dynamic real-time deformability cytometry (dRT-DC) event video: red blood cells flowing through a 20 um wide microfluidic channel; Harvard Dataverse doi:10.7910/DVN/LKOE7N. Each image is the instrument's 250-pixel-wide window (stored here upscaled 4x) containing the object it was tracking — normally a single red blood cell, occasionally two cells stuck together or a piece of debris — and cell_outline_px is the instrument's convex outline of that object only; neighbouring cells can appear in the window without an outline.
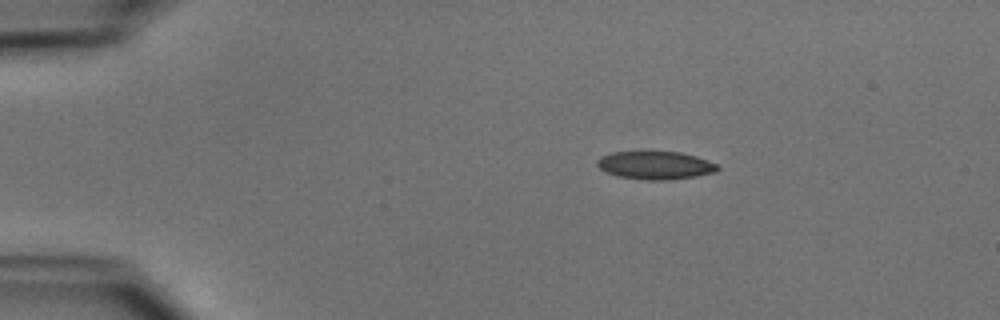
{"species": "common noctule bat (a hibernating species)", "species_latin": "Nyctalus noctula", "temperature_condition": "cold", "stored_images_in_passage": 51, "camera_frame_rate_fps": 3000, "um_per_image_px": 0.085, "animal": {"sex": "male", "body_mass_g": 15.6}, "frame": {"image": 1, "passage_image": 9, "time_ms": 2.667, "image_size_px": [1000, 320], "cell_outline_px": [[720, 168], [716, 172], [696, 176], [668, 180], [644, 180], [616, 176], [600, 168], [596, 164], [596, 160], [600, 156], [612, 152], [636, 148], [680, 152], [696, 156], [708, 160], [716, 164]], "centroid_in_image_um": [55.65, 13.99], "position_along_channel_um": 29.4, "area_um2": 20.69}}
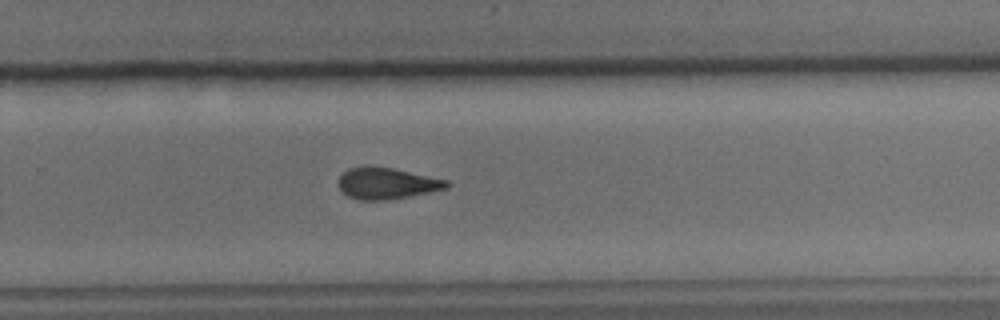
{"frame": {"image": 2, "passage_image": 34, "time_ms": 11.0, "image_size_px": [1000, 320], "cell_outline_px": [[452, 184], [448, 188], [388, 200], [360, 200], [348, 196], [340, 188], [336, 180], [348, 168], [364, 164], [368, 164], [392, 168], [448, 180]], "centroid_in_image_um": [32.84, 15.56], "position_along_channel_um": 297.0, "area_um2": 20.06}}
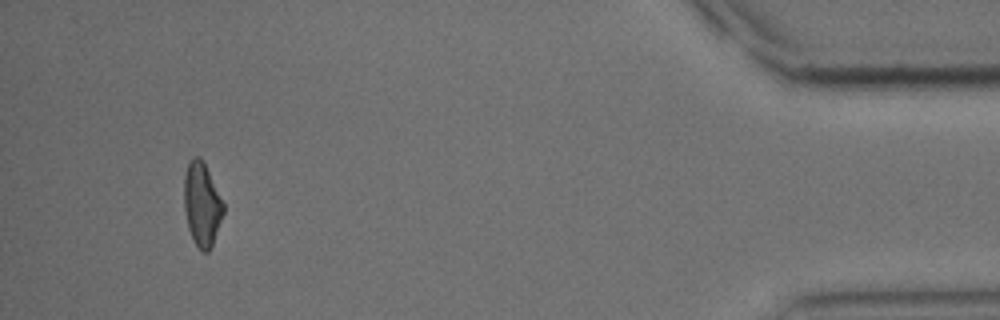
{"frame": {"image": 3, "passage_image": 48, "time_ms": 15.667, "image_size_px": [1000, 320], "cell_outline_px": [[224, 212], [212, 244], [208, 252], [204, 252], [192, 240], [188, 228], [184, 212], [184, 172], [192, 156], [200, 156], [204, 160], [224, 204]], "centroid_in_image_um": [17.14, 17.31], "position_along_channel_um": 418.1, "area_um2": 19.31}, "authors_computed_cell_mechanics": {"area_um2": 20.1144, "velocity_mm_per_s": 3.9494, "shape_relaxation_time_tau1_ms": 6.8929, "shape_relaxation_time_tau2_ms": 3.8471, "deformation_change_tau1": 0.1644, "deformation_change_tau2": 0.1142}}